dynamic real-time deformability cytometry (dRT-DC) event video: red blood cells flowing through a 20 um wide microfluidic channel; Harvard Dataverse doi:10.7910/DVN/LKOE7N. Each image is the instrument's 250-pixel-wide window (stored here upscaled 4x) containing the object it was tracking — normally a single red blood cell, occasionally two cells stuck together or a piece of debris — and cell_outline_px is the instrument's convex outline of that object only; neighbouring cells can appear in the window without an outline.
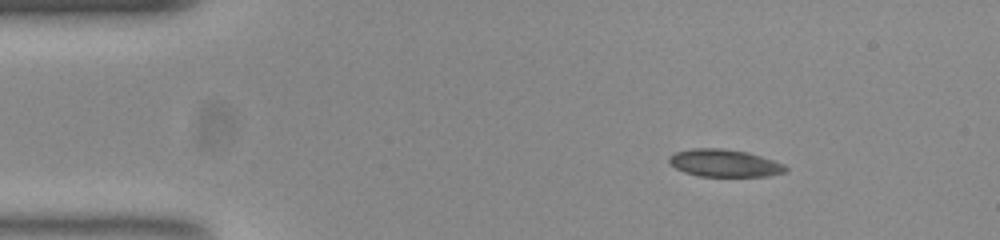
{"species": "common noctule bat (a hibernating species)", "species_latin": "Nyctalus noctula", "temperature_condition": "room temperature", "stored_images_in_passage": 46, "camera_frame_rate_fps": 3000, "um_per_image_px": 0.085, "animal": {"sex": "female", "body_mass_g": 23.0, "forearm_length_mm": 53.4}, "frame": {"image": 1, "passage_image": 1, "time_ms": 0.0, "image_size_px": [1000, 240], "cell_outline_px": [[788, 172], [768, 176], [700, 176], [684, 172], [676, 168], [668, 160], [668, 156], [676, 152], [692, 148], [724, 148], [748, 152], [784, 164], [788, 168]], "centroid_in_image_um": [61.59, 13.86], "position_along_channel_um": 23.4, "area_um2": 18.67}}
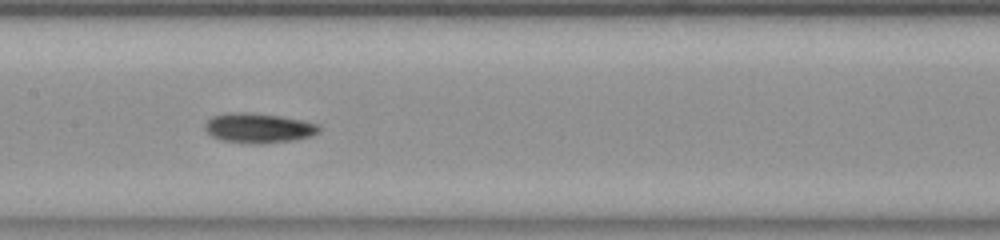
{"frame": {"image": 2, "passage_image": 19, "time_ms": 6.0, "image_size_px": [1000, 240], "cell_outline_px": [[320, 132], [308, 136], [292, 140], [224, 140], [212, 136], [204, 128], [204, 124], [212, 116], [228, 112], [248, 112], [280, 116], [320, 124]], "centroid_in_image_um": [21.96, 10.8], "position_along_channel_um": 185.4, "area_um2": 18.61}}
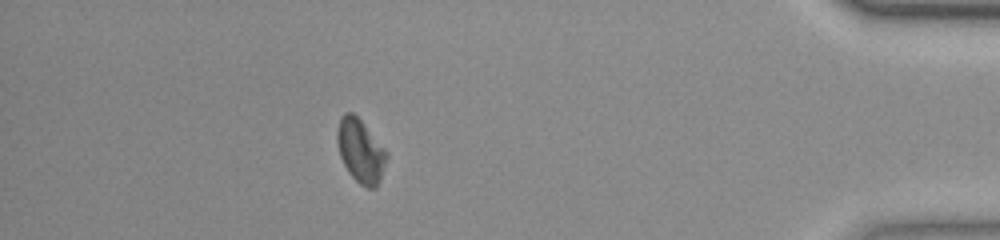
{"frame": {"image": 3, "passage_image": 40, "time_ms": 13.0, "image_size_px": [1000, 240], "cell_outline_px": [[388, 156], [380, 180], [376, 188], [368, 188], [360, 184], [348, 172], [340, 156], [336, 140], [336, 128], [340, 116], [344, 112], [352, 112], [360, 120], [388, 152]], "centroid_in_image_um": [30.63, 12.81], "position_along_channel_um": 404.6, "area_um2": 18.32}, "authors_computed_cell_mechanics": {"area_um2": 18.3226, "velocity_mm_per_s": 3.8652, "shape_relaxation_time_tau1_ms": 3.6132, "shape_relaxation_time_tau2_ms": null, "deformation_change_tau1": 0.1157, "deformation_change_tau2": null}}